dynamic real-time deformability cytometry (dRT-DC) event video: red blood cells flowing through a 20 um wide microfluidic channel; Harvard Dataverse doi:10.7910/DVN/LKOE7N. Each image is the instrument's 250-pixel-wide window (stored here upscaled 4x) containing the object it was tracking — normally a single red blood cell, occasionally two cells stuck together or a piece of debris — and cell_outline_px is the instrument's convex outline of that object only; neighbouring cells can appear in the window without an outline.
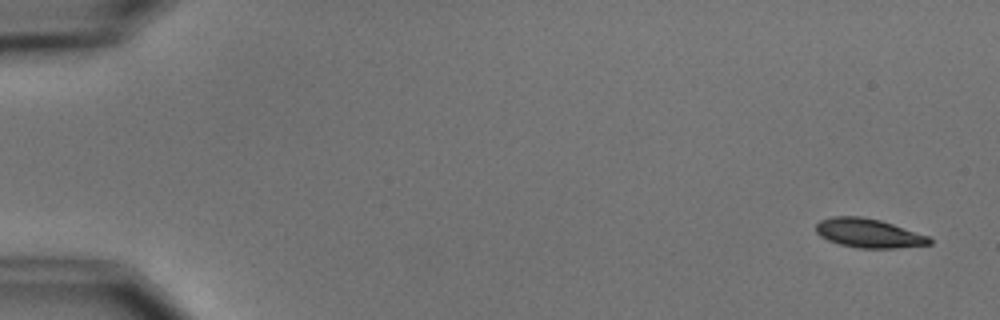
{"species": "common noctule bat (a hibernating species)", "species_latin": "Nyctalus noctula", "temperature_condition": "cold", "stored_images_in_passage": 6, "camera_frame_rate_fps": 3000, "um_per_image_px": 0.085, "animal": {"sex": "male", "body_mass_g": 15.6}, "frame": {"image": 1, "passage_image": 1, "time_ms": 0.0, "image_size_px": [1000, 320], "cell_outline_px": [[932, 244], [896, 248], [860, 248], [840, 244], [828, 240], [820, 236], [816, 232], [816, 224], [820, 220], [832, 216], [860, 216], [880, 220], [928, 236], [932, 240]], "centroid_in_image_um": [73.81, 19.82], "position_along_channel_um": 11.2, "area_um2": 19.07}}
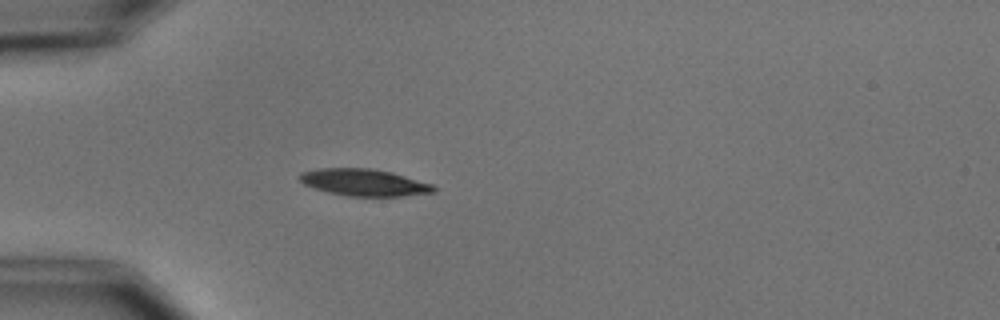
{"frame": {"image": 2, "passage_image": 5, "time_ms": 4.667, "image_size_px": [1000, 320], "cell_outline_px": [[436, 192], [404, 196], [348, 196], [328, 192], [304, 184], [296, 176], [300, 172], [320, 168], [372, 168], [392, 172], [432, 184], [436, 188]], "centroid_in_image_um": [30.94, 15.5], "position_along_channel_um": 54.1, "area_um2": 21.1}}